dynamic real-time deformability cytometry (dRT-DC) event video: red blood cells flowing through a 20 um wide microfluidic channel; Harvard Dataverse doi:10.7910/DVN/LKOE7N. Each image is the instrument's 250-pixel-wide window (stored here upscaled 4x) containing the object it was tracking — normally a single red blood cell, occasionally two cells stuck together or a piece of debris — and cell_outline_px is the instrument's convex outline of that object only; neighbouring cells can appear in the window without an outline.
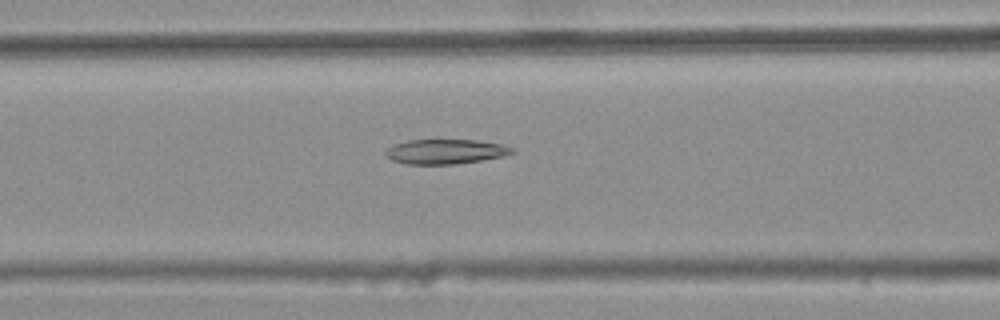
{"species": "common noctule bat (a hibernating species)", "species_latin": "Nyctalus noctula", "temperature_condition": "warm", "stored_images_in_passage": 37, "camera_frame_rate_fps": 3000, "um_per_image_px": 0.085, "animal": {"sex": "female", "body_mass_g": 25.1}, "frame": {"image": 1, "passage_image": 11, "time_ms": 3.333, "image_size_px": [1000, 320], "cell_outline_px": [[516, 152], [504, 156], [456, 164], [404, 164], [392, 160], [384, 156], [384, 152], [392, 144], [408, 140], [476, 140], [500, 144], [512, 148]], "centroid_in_image_um": [37.81, 12.88], "position_along_channel_um": 128.8, "area_um2": 18.26}}
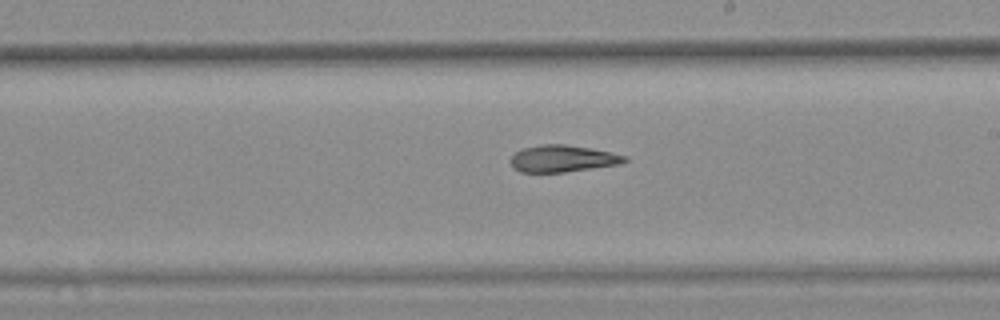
{"frame": {"image": 2, "passage_image": 20, "time_ms": 6.333, "image_size_px": [1000, 320], "cell_outline_px": [[628, 160], [620, 164], [564, 172], [520, 172], [512, 168], [508, 160], [516, 152], [524, 148], [540, 144], [564, 144], [592, 148], [628, 156]], "centroid_in_image_um": [47.8, 13.48], "position_along_channel_um": 241.2, "area_um2": 17.98}}
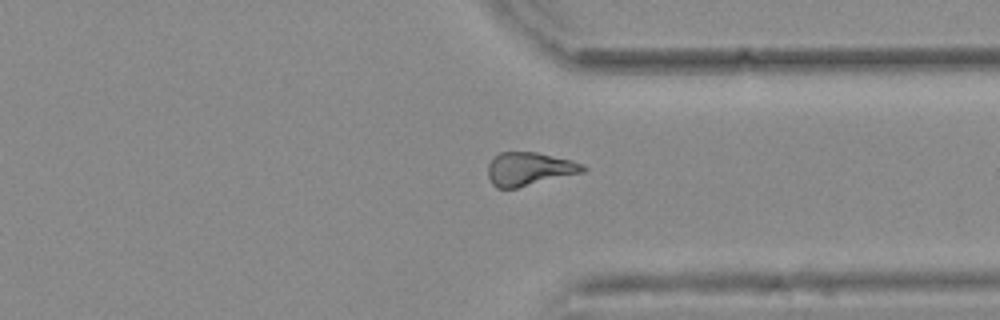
{"frame": {"image": 3, "passage_image": 30, "time_ms": 9.667, "image_size_px": [1000, 320], "cell_outline_px": [[588, 168], [584, 172], [516, 188], [496, 188], [492, 184], [488, 176], [488, 164], [500, 152], [536, 152], [572, 160], [584, 164]], "centroid_in_image_um": [45.01, 14.36], "position_along_channel_um": 366.4, "area_um2": 18.44}, "authors_computed_cell_mechanics": {"area_um2": 18.2648, "velocity_mm_per_s": 3.7619, "shape_relaxation_time_tau1_ms": null, "shape_relaxation_time_tau2_ms": 5.1201, "deformation_change_tau1": null, "deformation_change_tau2": 0.1439}}